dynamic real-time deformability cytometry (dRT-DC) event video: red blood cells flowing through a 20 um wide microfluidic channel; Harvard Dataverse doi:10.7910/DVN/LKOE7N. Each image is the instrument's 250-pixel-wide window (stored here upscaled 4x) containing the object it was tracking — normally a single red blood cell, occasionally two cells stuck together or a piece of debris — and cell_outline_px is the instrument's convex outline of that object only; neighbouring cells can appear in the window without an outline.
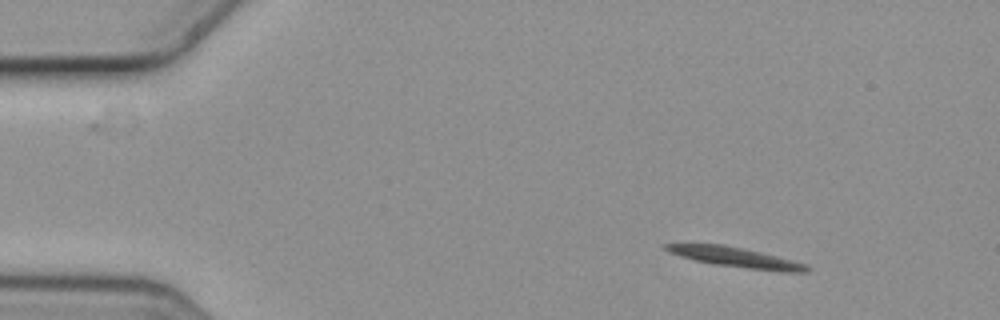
{"species": "common noctule bat (a hibernating species)", "species_latin": "Nyctalus noctula", "temperature_condition": "cold", "stored_images_in_passage": 2, "segment_of_instrument_passage": [1, 2], "camera_frame_rate_fps": 3000, "um_per_image_px": 0.085, "animal": {"sex": "female", "body_mass_g": 19.3, "forearm_length_mm": 54.1}, "frame": {"image": 1, "passage_image": 1, "time_ms": 0.0, "image_size_px": [1000, 320], "cell_outline_px": [[812, 268], [808, 272], [776, 272], [716, 264], [696, 260], [680, 256], [668, 252], [664, 248], [664, 244], [724, 244], [744, 248], [808, 264]], "centroid_in_image_um": [62.62, 21.88], "position_along_channel_um": 22.4, "area_um2": 16.42}}